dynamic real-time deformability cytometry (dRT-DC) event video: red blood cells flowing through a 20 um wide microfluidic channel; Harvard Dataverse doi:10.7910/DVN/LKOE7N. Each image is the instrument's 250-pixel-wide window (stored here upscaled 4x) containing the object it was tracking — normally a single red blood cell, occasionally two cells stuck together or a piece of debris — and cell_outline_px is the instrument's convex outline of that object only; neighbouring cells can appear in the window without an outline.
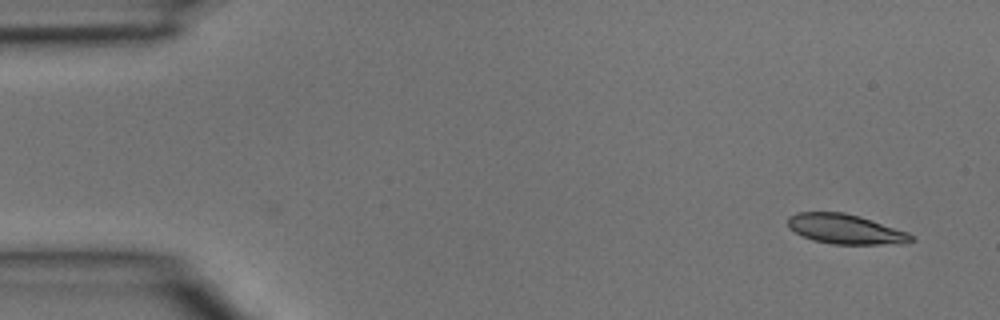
{"species": "common noctule bat (a hibernating species)", "species_latin": "Nyctalus noctula", "temperature_condition": "room temperature", "stored_images_in_passage": 4, "camera_frame_rate_fps": 3000, "um_per_image_px": 0.085, "animal": {"sex": "male", "body_mass_g": 15.6}, "frame": {"image": 1, "passage_image": 1, "time_ms": 0.0, "image_size_px": [1000, 320], "cell_outline_px": [[916, 240], [904, 244], [832, 244], [812, 240], [788, 228], [788, 216], [796, 212], [844, 212], [860, 216], [908, 232], [916, 236]], "centroid_in_image_um": [71.9, 19.48], "position_along_channel_um": 13.1, "area_um2": 21.62}}